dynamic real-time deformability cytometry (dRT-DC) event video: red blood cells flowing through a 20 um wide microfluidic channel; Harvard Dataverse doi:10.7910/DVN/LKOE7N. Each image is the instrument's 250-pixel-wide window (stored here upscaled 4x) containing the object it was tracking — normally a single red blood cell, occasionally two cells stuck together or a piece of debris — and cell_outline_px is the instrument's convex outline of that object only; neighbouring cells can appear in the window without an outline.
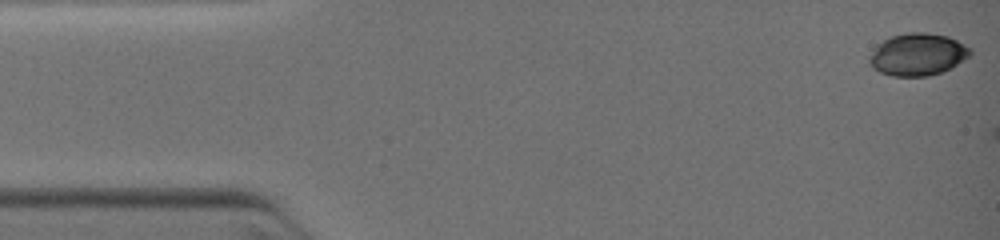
{"species": "common noctule bat (a hibernating species)", "species_latin": "Nyctalus noctula", "temperature_condition": "warm", "stored_images_in_passage": 6, "camera_frame_rate_fps": 3000, "um_per_image_px": 0.085, "animal": {"sex": "female", "body_mass_g": 19.0, "forearm_length_mm": 51.5}, "frame": {"image": 1, "passage_image": 1, "time_ms": 0.0, "image_size_px": [1000, 240], "cell_outline_px": [[972, 52], [968, 56], [952, 68], [928, 76], [892, 76], [880, 72], [872, 68], [868, 64], [868, 56], [884, 40], [892, 36], [908, 32], [924, 32], [948, 36], [972, 48]], "centroid_in_image_um": [78.0, 4.63], "position_along_channel_um": 7.0, "area_um2": 24.8}}